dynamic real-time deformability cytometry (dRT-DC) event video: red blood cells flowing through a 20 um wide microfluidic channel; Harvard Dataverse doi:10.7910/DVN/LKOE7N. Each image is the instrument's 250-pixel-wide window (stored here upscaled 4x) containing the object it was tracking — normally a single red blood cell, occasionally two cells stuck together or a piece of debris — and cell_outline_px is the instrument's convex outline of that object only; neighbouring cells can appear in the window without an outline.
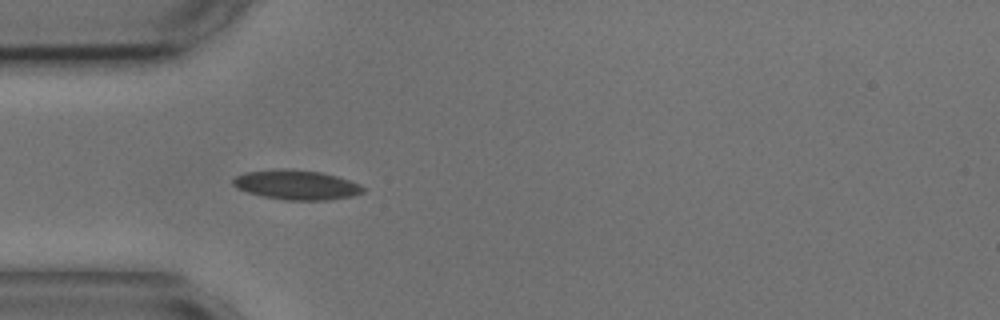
{"species": "common noctule bat (a hibernating species)", "species_latin": "Nyctalus noctula", "temperature_condition": "cold", "stored_images_in_passage": 41, "camera_frame_rate_fps": 3000, "um_per_image_px": 0.085, "animal": {"sex": "male", "body_mass_g": 17.9, "forearm_length_mm": 54.2}, "frame": {"image": 1, "passage_image": 7, "time_ms": 2.0, "image_size_px": [1000, 320], "cell_outline_px": [[364, 192], [352, 196], [328, 200], [284, 200], [264, 196], [248, 192], [236, 188], [232, 184], [232, 180], [236, 176], [244, 172], [276, 168], [292, 168], [320, 172], [336, 176], [360, 184], [364, 188]], "centroid_in_image_um": [25.17, 15.7], "position_along_channel_um": 59.8, "area_um2": 22.6}, "authors_computed_cell_mechanics": {"area_um2": 20.8658, "velocity_mm_per_s": 3.5899, "shape_relaxation_time_tau1_ms": 3.9935, "shape_relaxation_time_tau2_ms": 0.8677, "deformation_change_tau1": 0.1117, "deformation_change_tau2": 0.0462}}